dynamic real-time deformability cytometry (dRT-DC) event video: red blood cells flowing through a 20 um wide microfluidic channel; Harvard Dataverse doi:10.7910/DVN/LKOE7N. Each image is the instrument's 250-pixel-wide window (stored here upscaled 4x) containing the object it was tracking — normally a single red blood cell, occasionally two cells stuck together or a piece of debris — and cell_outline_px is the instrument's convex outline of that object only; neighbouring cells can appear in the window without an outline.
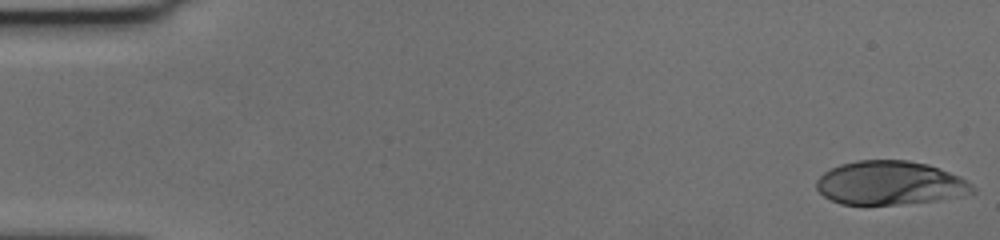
{"species": "human", "species_latin": "Homo sapiens", "temperature_condition": "cold", "stored_images_in_passage": 50, "camera_frame_rate_fps": 3000, "um_per_image_px": 0.085, "donor": {"sex": "female"}, "frame": {"image": 1, "passage_image": 1, "time_ms": 0.0, "image_size_px": [1000, 240], "cell_outline_px": [[976, 192], [936, 200], [900, 204], [840, 204], [824, 196], [816, 188], [816, 180], [824, 172], [840, 164], [856, 160], [908, 160], [928, 164], [960, 176], [972, 184], [976, 188]], "centroid_in_image_um": [75.64, 15.54], "position_along_channel_um": 9.4, "area_um2": 39.71}}
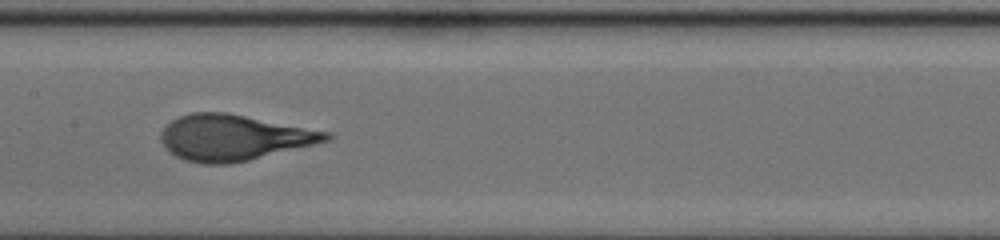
{"frame": {"image": 2, "passage_image": 29, "time_ms": 9.333, "image_size_px": [1000, 240], "cell_outline_px": [[332, 140], [248, 160], [228, 164], [200, 164], [184, 160], [176, 156], [164, 148], [160, 140], [160, 132], [176, 116], [192, 112], [228, 112], [328, 132], [332, 136]], "centroid_in_image_um": [19.81, 11.69], "position_along_channel_um": 187.6, "area_um2": 44.16}}
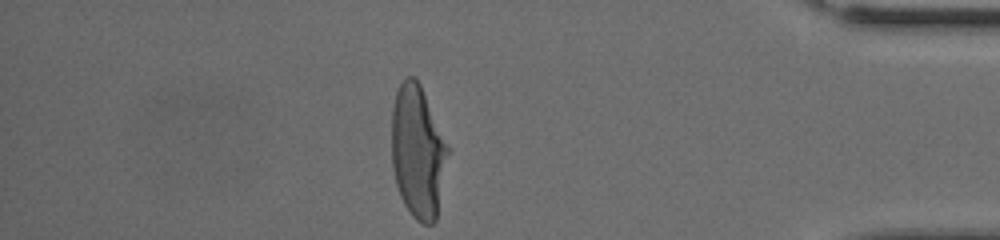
{"frame": {"image": 3, "passage_image": 50, "time_ms": 16.333, "image_size_px": [1000, 240], "cell_outline_px": [[448, 152], [436, 220], [432, 224], [424, 224], [416, 220], [412, 216], [404, 204], [400, 196], [396, 184], [392, 168], [392, 108], [396, 92], [404, 76], [416, 76], [420, 84], [448, 144]], "centroid_in_image_um": [35.49, 12.88], "position_along_channel_um": 399.7, "area_um2": 43.41}, "authors_computed_cell_mechanics": {"area_um2": 43.1188, "velocity_mm_per_s": 3.5682, "shape_relaxation_time_tau1_ms": 3.9137, "shape_relaxation_time_tau2_ms": null, "deformation_change_tau1": 0.2278, "deformation_change_tau2": null}}